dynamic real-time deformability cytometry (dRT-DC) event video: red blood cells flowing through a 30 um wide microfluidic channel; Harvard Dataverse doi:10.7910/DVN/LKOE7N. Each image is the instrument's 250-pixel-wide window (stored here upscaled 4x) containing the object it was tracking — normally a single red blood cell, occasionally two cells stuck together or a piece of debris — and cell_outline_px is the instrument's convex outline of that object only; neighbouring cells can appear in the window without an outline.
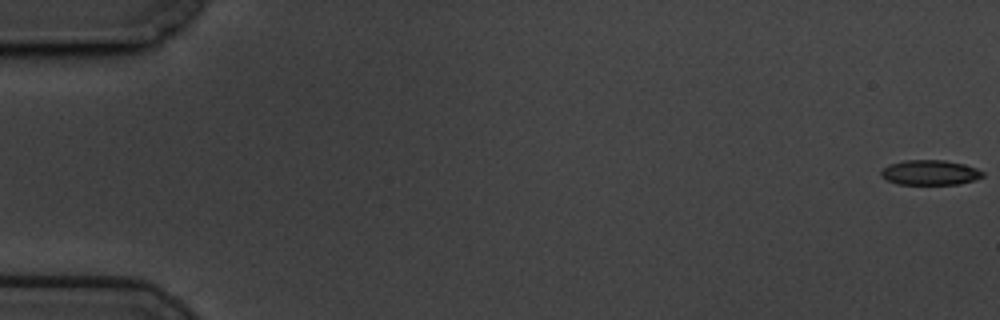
{"species": "common noctule bat (a hibernating species)", "species_latin": "Nyctalus noctula", "temperature_condition": "cold", "stored_images_in_passage": 60, "camera_frame_rate_fps": 3000, "um_per_image_px": 0.085, "animal": {"sex": "male", "body_mass_g": 19.5, "forearm_length_mm": 54.6}, "frame": {"image": 1, "passage_image": 1, "time_ms": 0.0, "image_size_px": [1000, 320], "cell_outline_px": [[984, 176], [976, 180], [960, 184], [900, 184], [888, 180], [880, 176], [880, 172], [888, 164], [904, 160], [944, 160], [964, 164], [976, 168], [984, 172]], "centroid_in_image_um": [79.07, 14.66], "position_along_channel_um": 5.9, "area_um2": 14.85}}
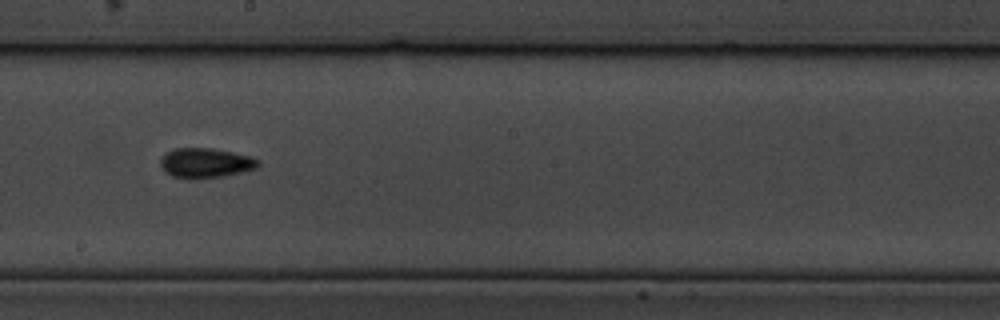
{"frame": {"image": 2, "passage_image": 34, "time_ms": 11.0, "image_size_px": [1000, 320], "cell_outline_px": [[260, 164], [256, 168], [224, 176], [192, 180], [188, 180], [172, 176], [164, 172], [160, 164], [160, 160], [168, 152], [176, 148], [212, 148], [232, 152], [248, 156], [260, 160]], "centroid_in_image_um": [17.45, 13.87], "position_along_channel_um": 230.8, "area_um2": 17.05}}
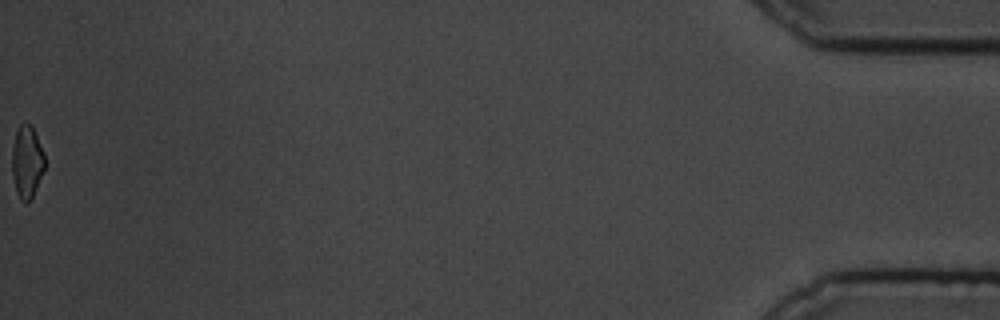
{"frame": {"image": 3, "passage_image": 60, "time_ms": 19.667, "image_size_px": [1000, 320], "cell_outline_px": [[44, 168], [36, 188], [28, 204], [24, 204], [20, 200], [16, 192], [12, 176], [12, 148], [16, 132], [20, 124], [24, 120], [32, 128], [44, 152]], "centroid_in_image_um": [2.26, 13.79], "position_along_channel_um": 432.9, "area_um2": 13.76}, "authors_computed_cell_mechanics": {"area_um2": 15.2881, "velocity_mm_per_s": 3.44, "shape_relaxation_time_tau1_ms": 3.2953, "shape_relaxation_time_tau2_ms": null, "deformation_change_tau1": 0.1069, "deformation_change_tau2": null}}